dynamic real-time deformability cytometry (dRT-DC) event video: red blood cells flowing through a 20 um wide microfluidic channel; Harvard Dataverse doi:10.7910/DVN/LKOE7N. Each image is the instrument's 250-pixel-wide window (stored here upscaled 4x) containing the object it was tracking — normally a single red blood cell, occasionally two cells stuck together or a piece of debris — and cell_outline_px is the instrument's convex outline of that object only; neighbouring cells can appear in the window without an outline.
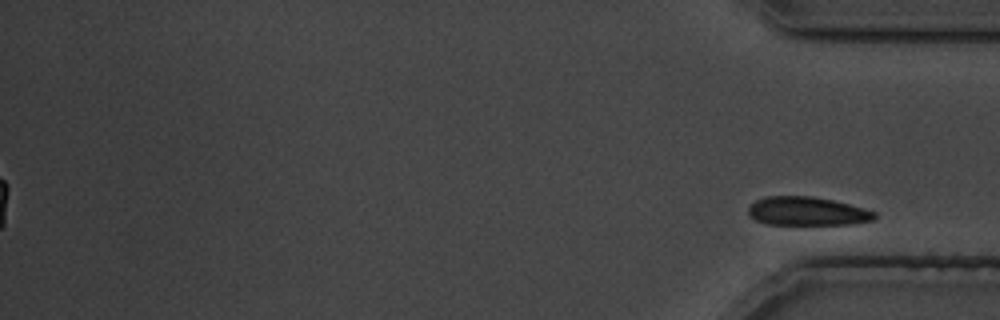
{"species": "common noctule bat (a hibernating species)", "species_latin": "Nyctalus noctula", "temperature_condition": "cold", "stored_images_in_passage": 33, "segment_of_instrument_passage": [2, 2], "camera_frame_rate_fps": 3000, "um_per_image_px": 0.085, "animal": {"sex": "male", "body_mass_g": 19.5, "forearm_length_mm": 54.6}, "frame": {"image": 1, "passage_image": 33, "time_ms": 39.333, "image_size_px": [1000, 320], "cell_outline_px": [[876, 220], [852, 224], [768, 224], [756, 220], [748, 212], [748, 208], [756, 200], [764, 196], [812, 196], [832, 200], [864, 208], [876, 212]], "centroid_in_image_um": [68.64, 17.95], "position_along_channel_um": 366.6, "area_um2": 20.98}}